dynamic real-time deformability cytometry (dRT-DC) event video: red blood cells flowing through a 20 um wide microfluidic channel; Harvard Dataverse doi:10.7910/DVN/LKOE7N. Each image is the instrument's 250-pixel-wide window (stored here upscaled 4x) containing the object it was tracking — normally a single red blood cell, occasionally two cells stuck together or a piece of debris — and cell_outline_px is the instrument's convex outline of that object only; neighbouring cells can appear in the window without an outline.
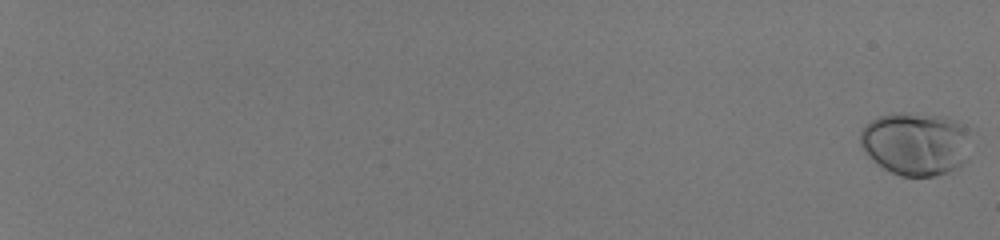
{"species": "human", "species_latin": "Homo sapiens", "temperature_condition": "room temperature", "stored_images_in_passage": 57, "camera_frame_rate_fps": 3000, "um_per_image_px": 0.085, "donor": {"sex": "male"}, "frame": {"image": 1, "passage_image": 1, "time_ms": 0.0, "image_size_px": [1000, 240], "cell_outline_px": [[968, 128], [964, 160], [956, 168], [948, 172], [936, 176], [900, 176], [884, 168], [872, 160], [864, 152], [860, 144], [860, 132], [872, 120], [880, 116], [896, 112], [908, 112], [944, 116], [956, 120], [964, 124]], "centroid_in_image_um": [77.79, 12.19], "position_along_channel_um": 7.2, "area_um2": 40.52}}
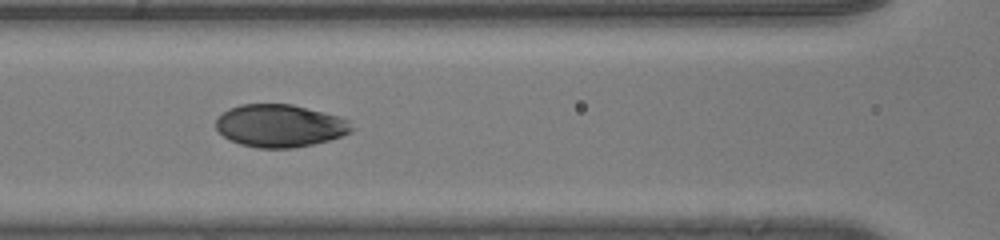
{"frame": {"image": 2, "passage_image": 33, "time_ms": 10.667, "image_size_px": [1000, 240], "cell_outline_px": [[356, 128], [352, 132], [328, 140], [312, 144], [292, 148], [256, 148], [240, 144], [224, 136], [216, 128], [216, 120], [228, 108], [240, 104], [292, 104], [340, 116], [348, 120]], "centroid_in_image_um": [23.82, 10.68], "position_along_channel_um": 142.8, "area_um2": 33.76}}
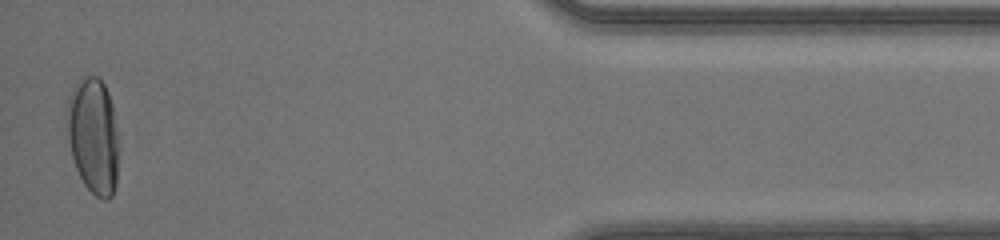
{"frame": {"image": 3, "passage_image": 57, "time_ms": 18.667, "image_size_px": [1000, 240], "cell_outline_px": [[116, 184], [112, 196], [108, 200], [104, 200], [96, 196], [84, 184], [76, 168], [72, 156], [68, 140], [68, 96], [72, 88], [80, 80], [88, 76], [96, 76], [104, 84], [108, 92], [112, 104], [116, 128]], "centroid_in_image_um": [7.92, 11.55], "position_along_channel_um": 427.3, "area_um2": 34.28}, "authors_computed_cell_mechanics": {"area_um2": 34.9112, "velocity_mm_per_s": 4.141, "shape_relaxation_time_tau1_ms": 3.8049, "shape_relaxation_time_tau2_ms": null, "deformation_change_tau1": 0.1813, "deformation_change_tau2": null}}